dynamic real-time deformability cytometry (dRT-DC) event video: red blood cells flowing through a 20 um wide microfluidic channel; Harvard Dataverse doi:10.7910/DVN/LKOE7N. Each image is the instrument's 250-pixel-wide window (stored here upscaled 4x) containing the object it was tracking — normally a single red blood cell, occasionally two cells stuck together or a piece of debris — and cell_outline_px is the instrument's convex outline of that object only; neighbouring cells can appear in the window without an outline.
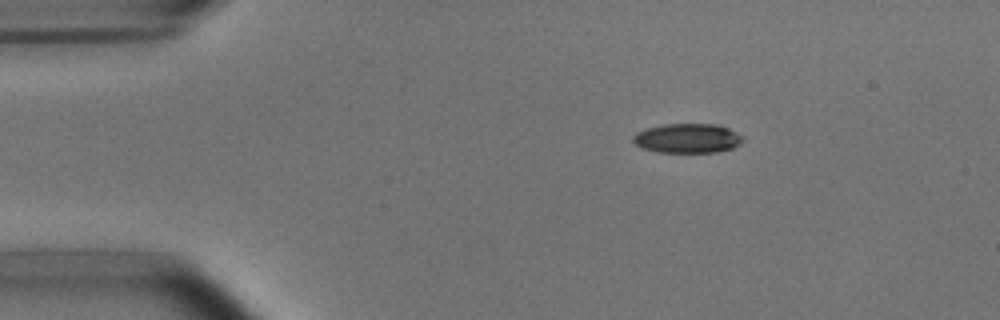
{"species": "common noctule bat (a hibernating species)", "species_latin": "Nyctalus noctula", "temperature_condition": "room temperature", "stored_images_in_passage": 2, "camera_frame_rate_fps": 3000, "um_per_image_px": 0.085, "animal": {"sex": "male", "body_mass_g": 15.6}, "frame": {"image": 1, "passage_image": 2, "time_ms": 1.333, "image_size_px": [1000, 320], "cell_outline_px": [[744, 140], [740, 144], [732, 148], [716, 152], [656, 152], [640, 148], [632, 140], [632, 136], [636, 132], [648, 128], [664, 124], [716, 124], [728, 128], [744, 136]], "centroid_in_image_um": [58.43, 11.76], "position_along_channel_um": 26.6, "area_um2": 18.96}}